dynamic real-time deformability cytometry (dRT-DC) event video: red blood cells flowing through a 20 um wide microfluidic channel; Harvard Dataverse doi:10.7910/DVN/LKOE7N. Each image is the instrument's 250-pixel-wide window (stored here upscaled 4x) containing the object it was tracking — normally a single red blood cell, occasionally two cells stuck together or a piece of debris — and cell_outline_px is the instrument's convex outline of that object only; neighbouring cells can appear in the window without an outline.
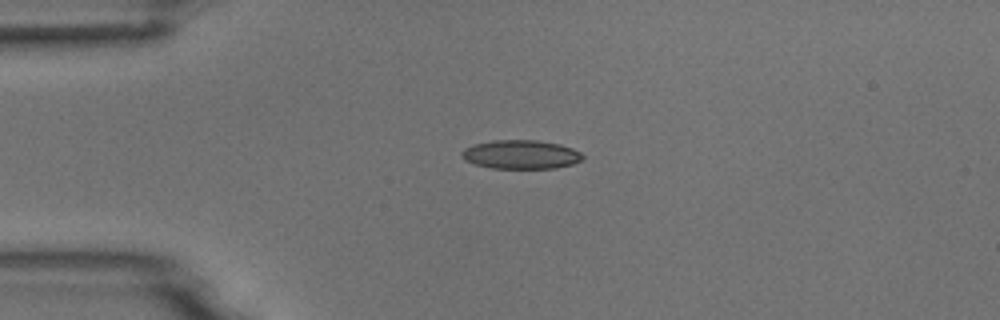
{"species": "common noctule bat (a hibernating species)", "species_latin": "Nyctalus noctula", "temperature_condition": "room temperature", "stored_images_in_passage": 2, "camera_frame_rate_fps": 3000, "um_per_image_px": 0.085, "animal": {"sex": "male", "body_mass_g": 18.8}, "frame": {"image": 1, "passage_image": 1, "time_ms": 0.0, "image_size_px": [1000, 320], "cell_outline_px": [[584, 156], [580, 160], [572, 164], [556, 168], [492, 168], [476, 164], [460, 156], [460, 152], [464, 148], [472, 144], [492, 140], [536, 140], [560, 144], [572, 148], [580, 152]], "centroid_in_image_um": [44.26, 13.12], "position_along_channel_um": 40.7, "area_um2": 20.29}}